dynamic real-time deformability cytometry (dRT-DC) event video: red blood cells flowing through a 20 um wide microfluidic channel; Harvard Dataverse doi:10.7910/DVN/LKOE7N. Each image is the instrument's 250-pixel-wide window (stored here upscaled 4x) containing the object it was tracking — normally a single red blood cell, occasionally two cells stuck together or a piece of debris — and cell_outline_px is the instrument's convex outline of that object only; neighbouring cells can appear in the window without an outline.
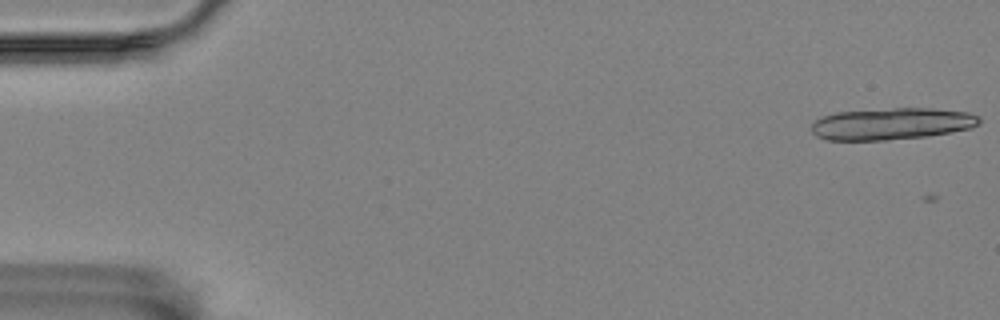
{"species": "Egyptian fruit bat (a non-hibernating species)", "species_latin": "Rousettus aegyptiacus", "temperature_condition": "room temperature", "stored_images_in_passage": 6, "camera_frame_rate_fps": 3000, "um_per_image_px": 0.085, "animal": {"sex": "female"}, "frame": {"image": 1, "passage_image": 1, "time_ms": 0.0, "image_size_px": [1000, 320], "cell_outline_px": [[980, 124], [972, 128], [952, 132], [928, 136], [888, 140], [828, 140], [816, 136], [812, 132], [812, 124], [816, 120], [824, 116], [836, 112], [892, 108], [932, 108], [968, 112], [980, 116]], "centroid_in_image_um": [75.84, 10.52], "position_along_channel_um": 9.2, "area_um2": 31.27}}
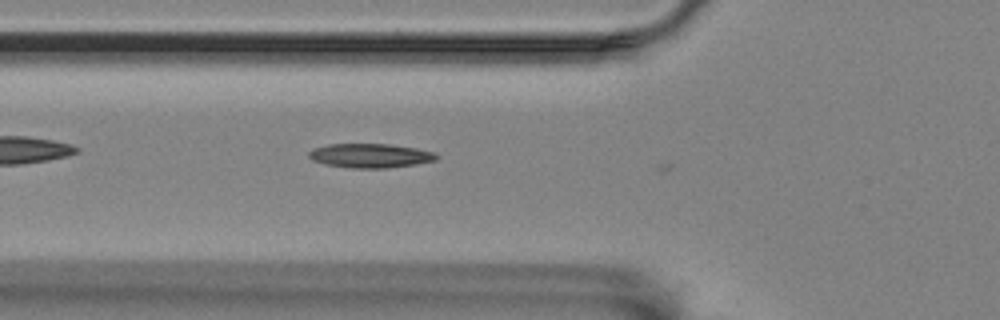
{"frame": {"image": 2, "passage_image": 6, "time_ms": 6.667, "image_size_px": [1000, 320], "cell_outline_px": [[440, 156], [436, 160], [416, 164], [388, 168], [352, 168], [324, 164], [312, 160], [308, 156], [308, 152], [312, 148], [328, 144], [388, 144], [416, 148], [436, 152]], "centroid_in_image_um": [31.48, 13.23], "position_along_channel_um": 94.3, "area_um2": 18.15}}